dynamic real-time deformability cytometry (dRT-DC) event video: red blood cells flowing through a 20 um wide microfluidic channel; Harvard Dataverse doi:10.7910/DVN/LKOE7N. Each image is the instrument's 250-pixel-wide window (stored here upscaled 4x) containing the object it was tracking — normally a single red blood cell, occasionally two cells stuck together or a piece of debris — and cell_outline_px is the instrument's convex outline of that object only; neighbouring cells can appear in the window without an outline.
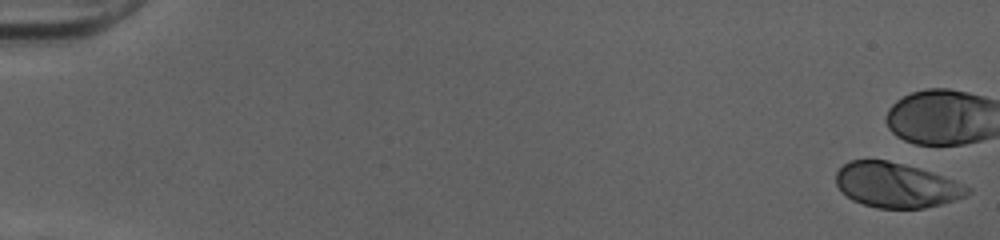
{"species": "human", "species_latin": "Homo sapiens", "temperature_condition": "cold", "stored_images_in_passage": 8, "camera_frame_rate_fps": 3000, "um_per_image_px": 0.085, "donor": {"sex": "female"}, "frame": {"image": 1, "passage_image": 1, "time_ms": 0.0, "image_size_px": [1000, 240], "cell_outline_px": [[972, 192], [968, 196], [944, 204], [924, 208], [876, 208], [852, 200], [840, 192], [836, 184], [836, 172], [848, 160], [888, 160], [904, 164], [932, 172], [964, 184], [972, 188]], "centroid_in_image_um": [76.2, 15.75], "position_along_channel_um": 8.8, "area_um2": 34.74}}